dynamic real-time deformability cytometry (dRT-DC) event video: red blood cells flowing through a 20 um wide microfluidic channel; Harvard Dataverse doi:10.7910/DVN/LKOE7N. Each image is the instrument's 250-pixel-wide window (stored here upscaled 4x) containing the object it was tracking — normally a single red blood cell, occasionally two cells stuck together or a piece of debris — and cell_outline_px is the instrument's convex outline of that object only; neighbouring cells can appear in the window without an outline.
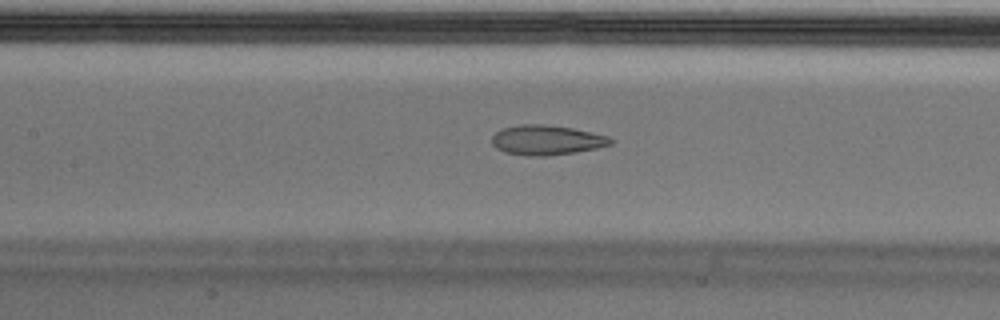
{"species": "Egyptian fruit bat (a non-hibernating species)", "species_latin": "Rousettus aegyptiacus", "temperature_condition": "cold", "stored_images_in_passage": 54, "camera_frame_rate_fps": 3000, "um_per_image_px": 0.085, "animal": {"sex": "male"}, "frame": {"image": 1, "passage_image": 24, "time_ms": 7.667, "image_size_px": [1000, 320], "cell_outline_px": [[612, 144], [596, 148], [576, 152], [548, 156], [528, 156], [504, 152], [496, 148], [492, 144], [492, 136], [496, 132], [504, 128], [520, 124], [540, 124], [572, 128], [592, 132], [608, 136], [612, 140]], "centroid_in_image_um": [46.45, 11.91], "position_along_channel_um": 161.0, "area_um2": 20.58}, "authors_computed_cell_mechanics": {"area_um2": 22.1374, "velocity_mm_per_s": 3.6762, "shape_relaxation_time_tau1_ms": null, "shape_relaxation_time_tau2_ms": 2.4882, "deformation_change_tau1": null, "deformation_change_tau2": 0.0833}}